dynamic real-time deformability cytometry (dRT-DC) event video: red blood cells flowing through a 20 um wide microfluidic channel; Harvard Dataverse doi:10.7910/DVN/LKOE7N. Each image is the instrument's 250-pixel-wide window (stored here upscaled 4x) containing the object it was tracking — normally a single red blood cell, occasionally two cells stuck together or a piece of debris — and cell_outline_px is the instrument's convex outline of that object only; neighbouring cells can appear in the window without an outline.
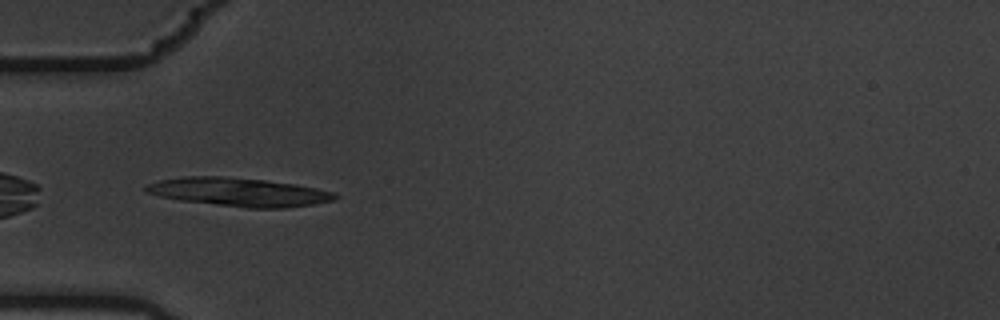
{"species": "common noctule bat (a hibernating species)", "species_latin": "Nyctalus noctula", "temperature_condition": "warm", "stored_images_in_passage": 7, "camera_frame_rate_fps": 3000, "um_per_image_px": 0.085, "animal": {"sex": "male", "body_mass_g": 19.5, "forearm_length_mm": 54.6}, "frame": {"image": 1, "passage_image": 6, "time_ms": 1.667, "image_size_px": [1000, 320], "cell_outline_px": [[340, 196], [332, 200], [312, 204], [284, 208], [244, 208], [180, 200], [160, 196], [144, 192], [144, 188], [148, 184], [160, 180], [184, 176], [224, 176], [264, 180], [296, 184], [336, 192]], "centroid_in_image_um": [20.31, 16.32], "position_along_channel_um": 64.7, "area_um2": 31.44}}
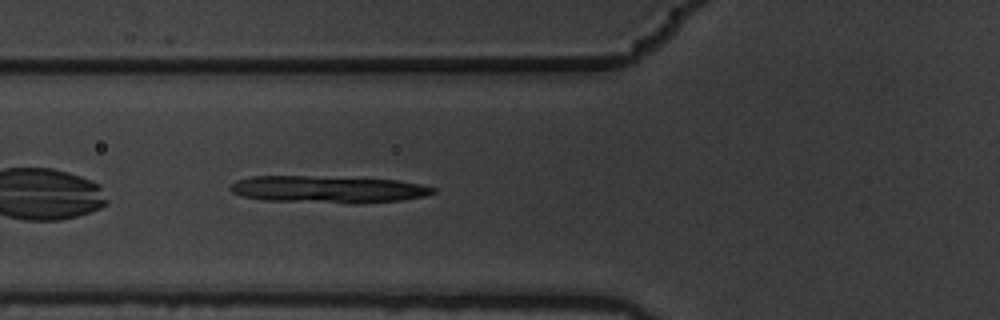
{"frame": {"image": 2, "passage_image": 7, "time_ms": 2.0, "image_size_px": [1000, 320], "cell_outline_px": [[436, 192], [424, 196], [404, 200], [360, 204], [352, 204], [264, 200], [240, 196], [232, 192], [228, 188], [236, 180], [252, 176], [308, 176], [400, 180], [424, 184], [436, 188]], "centroid_in_image_um": [27.92, 16.1], "position_along_channel_um": 97.9, "area_um2": 32.48}}